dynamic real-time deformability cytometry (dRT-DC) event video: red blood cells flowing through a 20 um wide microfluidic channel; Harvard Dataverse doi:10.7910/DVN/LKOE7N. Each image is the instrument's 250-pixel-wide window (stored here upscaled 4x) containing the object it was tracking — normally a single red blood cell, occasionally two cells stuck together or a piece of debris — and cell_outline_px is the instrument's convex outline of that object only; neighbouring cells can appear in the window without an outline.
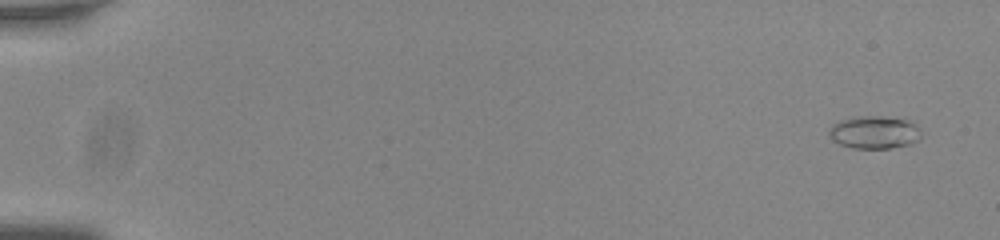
{"species": "common noctule bat (a hibernating species)", "species_latin": "Nyctalus noctula", "temperature_condition": "room temperature", "stored_images_in_passage": 56, "camera_frame_rate_fps": 3000, "um_per_image_px": 0.085, "animal": {"sex": "male", "body_mass_g": 20.0, "forearm_length_mm": 53.3}, "frame": {"image": 1, "passage_image": 3, "time_ms": 0.667, "image_size_px": [1000, 240], "cell_outline_px": [[920, 136], [916, 140], [908, 144], [888, 148], [852, 148], [840, 144], [832, 140], [828, 132], [832, 124], [840, 120], [860, 116], [880, 116], [908, 120], [920, 128]], "centroid_in_image_um": [74.28, 11.24], "position_along_channel_um": 10.7, "area_um2": 17.4}}
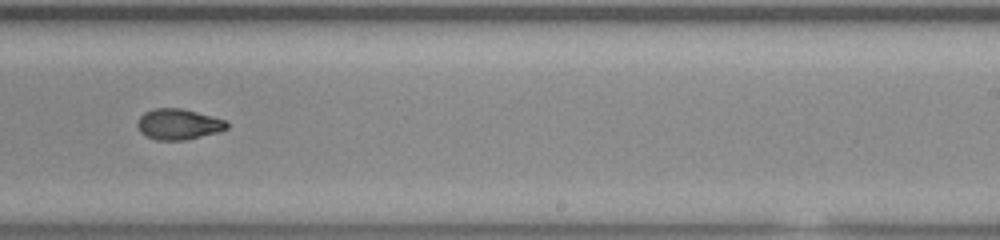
{"frame": {"image": 2, "passage_image": 37, "time_ms": 12.0, "image_size_px": [1000, 240], "cell_outline_px": [[228, 128], [220, 132], [184, 140], [156, 140], [144, 136], [140, 132], [136, 124], [136, 120], [144, 112], [152, 108], [184, 108], [212, 116], [224, 120], [228, 124]], "centroid_in_image_um": [15.13, 10.55], "position_along_channel_um": 273.9, "area_um2": 16.3}}
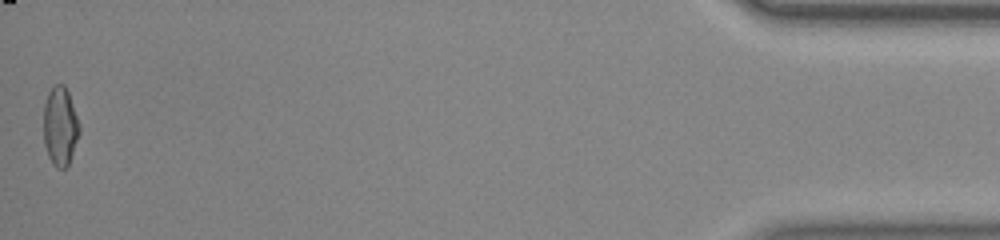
{"frame": {"image": 3, "passage_image": 56, "time_ms": 18.333, "image_size_px": [1000, 240], "cell_outline_px": [[80, 132], [68, 164], [64, 168], [56, 168], [52, 164], [48, 156], [44, 144], [44, 104], [48, 92], [56, 84], [64, 84], [68, 92], [80, 124]], "centroid_in_image_um": [5.11, 10.73], "position_along_channel_um": 430.1, "area_um2": 16.42}, "authors_computed_cell_mechanics": {"area_um2": 16.3574, "velocity_mm_per_s": 3.7954, "shape_relaxation_time_tau1_ms": 9.078, "shape_relaxation_time_tau2_ms": 1.9776, "deformation_change_tau1": 0.1918, "deformation_change_tau2": 0.062}}